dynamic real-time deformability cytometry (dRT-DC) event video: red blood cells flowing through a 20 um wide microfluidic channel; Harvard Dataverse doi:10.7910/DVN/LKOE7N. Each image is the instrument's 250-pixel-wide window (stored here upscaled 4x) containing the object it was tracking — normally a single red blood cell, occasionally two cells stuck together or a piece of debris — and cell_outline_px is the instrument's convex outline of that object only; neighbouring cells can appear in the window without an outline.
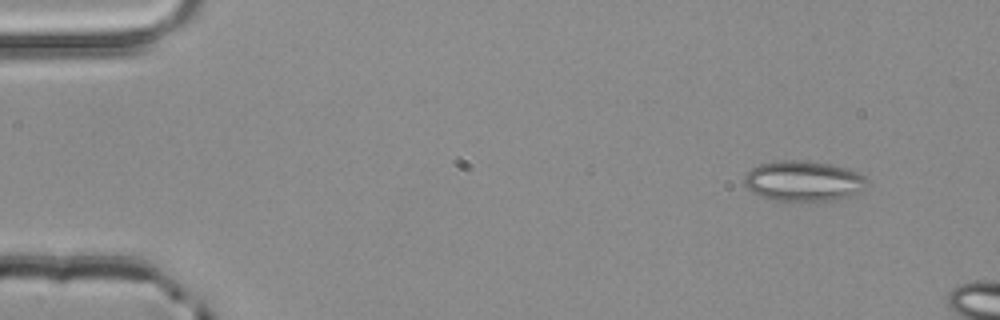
{"species": "common noctule bat (a hibernating species)", "species_latin": "Nyctalus noctula", "temperature_condition": "room temperature", "stored_images_in_passage": 3, "camera_frame_rate_fps": 3000, "um_per_image_px": 0.085, "animal": {"sex": "male", "body_mass_g": 20.4}, "frame": {"image": 1, "passage_image": 3, "time_ms": 0.667, "image_size_px": [1000, 320], "cell_outline_px": [[868, 184], [864, 188], [852, 196], [836, 200], [776, 200], [760, 196], [752, 192], [744, 184], [744, 176], [756, 164], [776, 160], [800, 160], [828, 164], [848, 168], [860, 172], [868, 180]], "centroid_in_image_um": [68.3, 15.37], "position_along_channel_um": 16.7, "area_um2": 29.02}}